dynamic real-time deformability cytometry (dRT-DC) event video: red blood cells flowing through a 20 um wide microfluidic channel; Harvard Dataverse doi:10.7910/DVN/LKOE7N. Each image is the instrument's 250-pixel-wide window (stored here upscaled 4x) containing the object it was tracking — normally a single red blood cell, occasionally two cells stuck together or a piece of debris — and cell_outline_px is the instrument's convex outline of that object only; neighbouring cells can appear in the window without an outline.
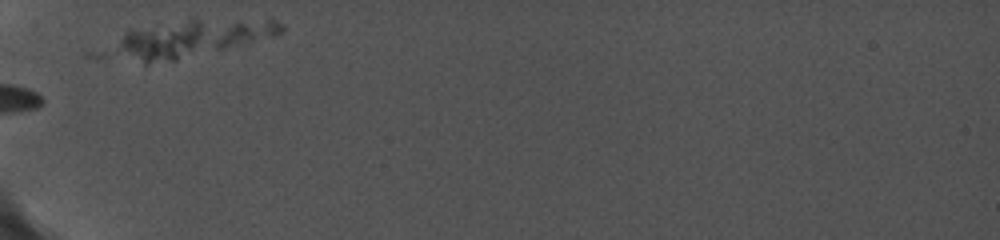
{"species": "common noctule bat (a hibernating species)", "species_latin": "Nyctalus noctula", "temperature_condition": "cold", "stored_images_in_passage": 3, "camera_frame_rate_fps": 5000, "um_per_image_px": 0.085, "animal": {"sex": "female", "body_mass_g": 19.0, "forearm_length_mm": 56.7}, "frame": {"image": 1, "passage_image": 1, "time_ms": 0.0, "image_size_px": [1000, 240], "cell_outline_px": [[284, 28], [280, 32], [176, 60], [144, 64], [124, 48], [120, 44], [128, 28], [192, 16], [276, 20], [284, 24]], "centroid_in_image_um": [16.39, 3.11], "position_along_channel_um": 68.6, "area_um2": 34.74}}